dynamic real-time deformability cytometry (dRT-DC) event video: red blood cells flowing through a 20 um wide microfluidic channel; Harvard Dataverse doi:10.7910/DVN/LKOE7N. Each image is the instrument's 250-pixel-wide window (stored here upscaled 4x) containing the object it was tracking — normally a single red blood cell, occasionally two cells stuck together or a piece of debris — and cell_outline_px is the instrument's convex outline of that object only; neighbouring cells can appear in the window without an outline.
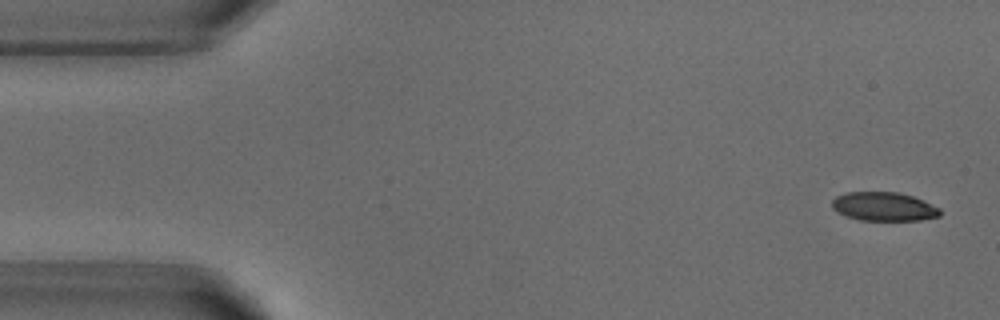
{"species": "common noctule bat (a hibernating species)", "species_latin": "Nyctalus noctula", "temperature_condition": "warm", "stored_images_in_passage": 5, "camera_frame_rate_fps": 3000, "um_per_image_px": 0.085, "animal": {"sex": "male", "body_mass_g": 18.8}, "frame": {"image": 1, "passage_image": 5, "time_ms": 5.667, "image_size_px": [1000, 320], "cell_outline_px": [[940, 216], [920, 220], [860, 220], [844, 216], [836, 212], [832, 208], [832, 200], [836, 196], [844, 192], [900, 192], [924, 200], [940, 208]], "centroid_in_image_um": [75.1, 17.55], "position_along_channel_um": 9.9, "area_um2": 18.32}}